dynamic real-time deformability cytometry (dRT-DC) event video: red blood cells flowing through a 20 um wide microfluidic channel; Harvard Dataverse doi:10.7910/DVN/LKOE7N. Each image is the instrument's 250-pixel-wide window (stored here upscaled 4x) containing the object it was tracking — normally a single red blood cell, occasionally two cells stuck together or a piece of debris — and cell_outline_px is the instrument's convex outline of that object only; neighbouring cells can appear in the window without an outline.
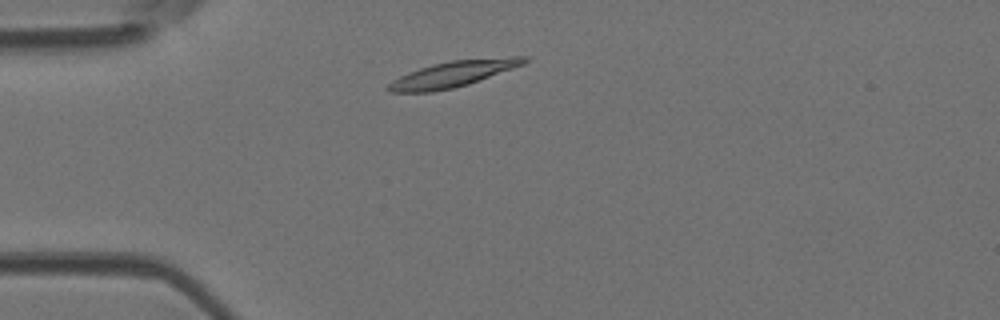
{"species": "Egyptian fruit bat (a non-hibernating species)", "species_latin": "Rousettus aegyptiacus", "temperature_condition": "room temperature", "stored_images_in_passage": 2, "camera_frame_rate_fps": 3000, "um_per_image_px": 0.085, "animal": {"sex": "female"}, "frame": {"image": 1, "passage_image": 1, "time_ms": 0.0, "image_size_px": [1000, 320], "cell_outline_px": [[528, 60], [524, 64], [468, 84], [452, 88], [432, 92], [392, 92], [384, 88], [392, 80], [408, 72], [432, 64], [448, 60], [512, 56], [528, 56]], "centroid_in_image_um": [38.5, 6.27], "position_along_channel_um": 46.5, "area_um2": 20.58}}